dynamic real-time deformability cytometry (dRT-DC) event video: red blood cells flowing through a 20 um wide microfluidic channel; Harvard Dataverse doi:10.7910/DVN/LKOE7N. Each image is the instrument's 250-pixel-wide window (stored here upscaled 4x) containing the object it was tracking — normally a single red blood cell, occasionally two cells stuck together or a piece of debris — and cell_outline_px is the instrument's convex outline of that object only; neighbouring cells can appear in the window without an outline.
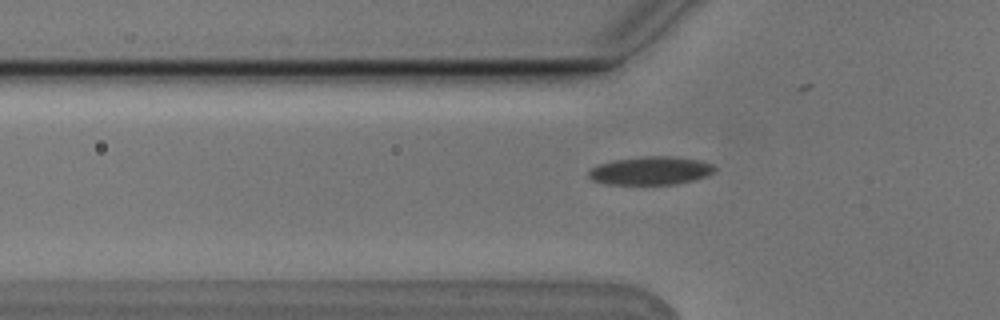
{"species": "Egyptian fruit bat (a non-hibernating species)", "species_latin": "Rousettus aegyptiacus", "temperature_condition": "cold", "stored_images_in_passage": 4, "camera_frame_rate_fps": 3000, "um_per_image_px": 0.085, "animal": {"sex": "male"}, "frame": {"image": 1, "passage_image": 4, "time_ms": 1.0, "image_size_px": [1000, 320], "cell_outline_px": [[716, 168], [712, 172], [704, 176], [692, 180], [676, 184], [608, 184], [592, 180], [588, 176], [588, 172], [596, 164], [612, 160], [640, 156], [668, 156], [700, 160], [712, 164]], "centroid_in_image_um": [55.25, 14.49], "position_along_channel_um": 70.6, "area_um2": 20.69}}